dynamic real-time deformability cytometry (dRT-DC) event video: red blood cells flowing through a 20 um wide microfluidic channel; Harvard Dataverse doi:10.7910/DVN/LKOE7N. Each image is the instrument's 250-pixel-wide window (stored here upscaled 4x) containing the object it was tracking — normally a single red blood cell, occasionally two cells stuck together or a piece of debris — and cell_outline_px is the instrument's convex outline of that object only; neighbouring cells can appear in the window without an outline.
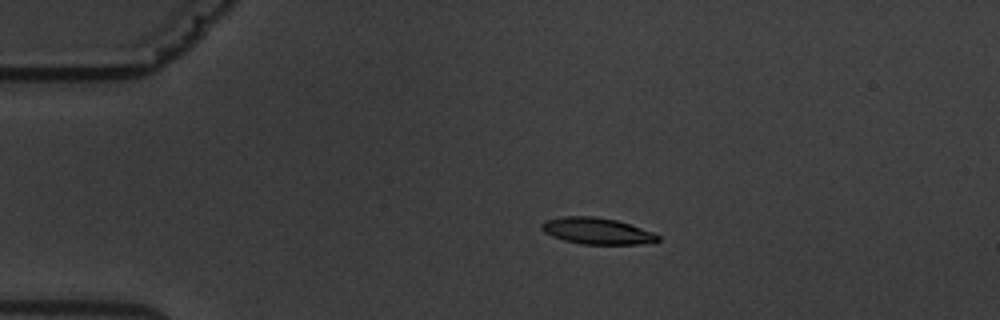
{"species": "common noctule bat (a hibernating species)", "species_latin": "Nyctalus noctula", "temperature_condition": "warm", "stored_images_in_passage": 15, "camera_frame_rate_fps": 3000, "um_per_image_px": 0.085, "animal": {"sex": "male", "body_mass_g": 19.5, "forearm_length_mm": 54.6}, "frame": {"image": 1, "passage_image": 3, "time_ms": 3.333, "image_size_px": [1000, 320], "cell_outline_px": [[660, 240], [636, 244], [584, 244], [564, 240], [552, 236], [544, 232], [540, 228], [540, 224], [544, 220], [564, 216], [596, 216], [616, 220], [652, 232], [660, 236]], "centroid_in_image_um": [50.67, 19.62], "position_along_channel_um": 34.3, "area_um2": 17.74}}
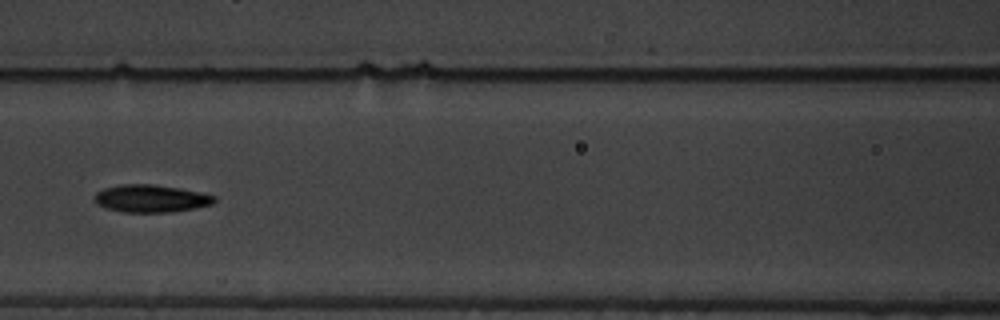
{"frame": {"image": 2, "passage_image": 7, "time_ms": 8.0, "image_size_px": [1000, 320], "cell_outline_px": [[216, 200], [212, 204], [196, 208], [168, 212], [120, 212], [104, 208], [96, 204], [96, 192], [104, 188], [120, 184], [152, 184], [180, 188], [200, 192], [216, 196]], "centroid_in_image_um": [12.82, 16.87], "position_along_channel_um": 153.8, "area_um2": 19.31}}
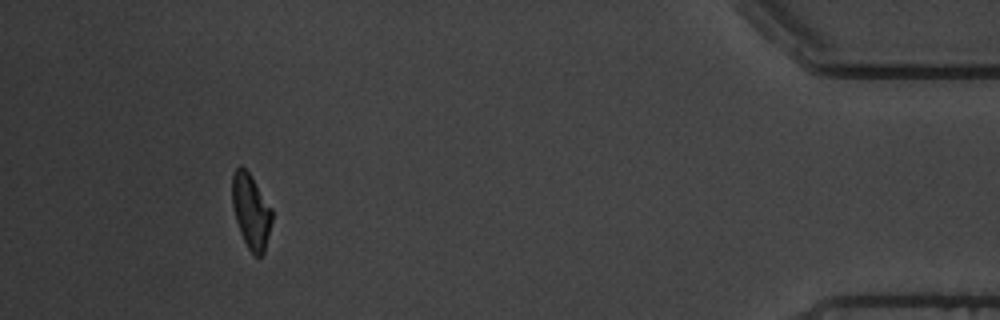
{"frame": {"image": 3, "passage_image": 14, "time_ms": 17.0, "image_size_px": [1000, 320], "cell_outline_px": [[272, 220], [264, 252], [260, 256], [256, 256], [248, 248], [240, 232], [236, 220], [232, 204], [232, 172], [240, 164], [248, 172], [272, 208]], "centroid_in_image_um": [21.32, 17.93], "position_along_channel_um": 413.9, "area_um2": 17.11}, "authors_computed_cell_mechanics": {"area_um2": 18.3804, "velocity_mm_per_s": 3.5641, "shape_relaxation_time_tau1_ms": 3.1535, "shape_relaxation_time_tau2_ms": 1.8023, "deformation_change_tau1": 0.1233, "deformation_change_tau2": 0.0738}}